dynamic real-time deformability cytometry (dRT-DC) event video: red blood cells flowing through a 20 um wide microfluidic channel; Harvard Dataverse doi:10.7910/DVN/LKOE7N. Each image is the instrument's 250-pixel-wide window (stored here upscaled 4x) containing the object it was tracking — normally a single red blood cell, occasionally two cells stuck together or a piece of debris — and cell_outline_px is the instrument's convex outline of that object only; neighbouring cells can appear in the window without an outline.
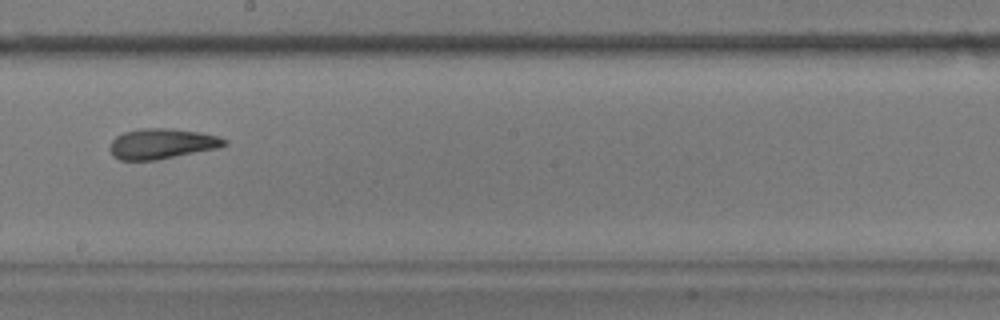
{"species": "common noctule bat (a hibernating species)", "species_latin": "Nyctalus noctula", "temperature_condition": "warm", "stored_images_in_passage": 33, "camera_frame_rate_fps": 3000, "um_per_image_px": 0.085, "animal": {"sex": "male", "body_mass_g": 17.9}, "frame": {"image": 1, "passage_image": 15, "time_ms": 4.667, "image_size_px": [1000, 320], "cell_outline_px": [[228, 144], [220, 148], [156, 160], [120, 160], [112, 156], [108, 148], [112, 140], [116, 136], [124, 132], [140, 128], [172, 128], [200, 132], [216, 136], [228, 140]], "centroid_in_image_um": [13.75, 12.22], "position_along_channel_um": 234.4, "area_um2": 20.52}, "authors_computed_cell_mechanics": {"area_um2": 20.4612, "velocity_mm_per_s": 3.6088, "shape_relaxation_time_tau1_ms": 5.2859, "shape_relaxation_time_tau2_ms": 2.4214, "deformation_change_tau1": 0.1656, "deformation_change_tau2": 0.1095}}